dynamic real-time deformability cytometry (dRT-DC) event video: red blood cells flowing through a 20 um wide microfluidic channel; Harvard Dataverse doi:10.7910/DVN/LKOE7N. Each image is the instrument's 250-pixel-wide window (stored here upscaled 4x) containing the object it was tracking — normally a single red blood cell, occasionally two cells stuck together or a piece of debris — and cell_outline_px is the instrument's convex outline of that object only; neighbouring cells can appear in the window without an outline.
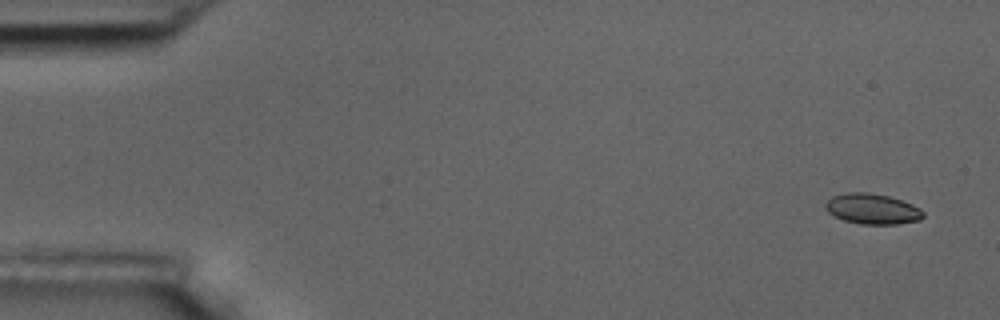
{"species": "common noctule bat (a hibernating species)", "species_latin": "Nyctalus noctula", "temperature_condition": "room temperature", "stored_images_in_passage": 6, "segment_of_instrument_passage": [2, 2], "camera_frame_rate_fps": 3000, "um_per_image_px": 0.085, "animal": {"sex": "male", "body_mass_g": 17.5, "forearm_length_mm": 52.3}, "frame": {"image": 1, "passage_image": 6, "time_ms": 6.0, "image_size_px": [1000, 320], "cell_outline_px": [[924, 216], [920, 220], [896, 224], [860, 224], [844, 220], [828, 212], [824, 208], [824, 204], [832, 196], [848, 192], [868, 192], [888, 196], [912, 204], [920, 208], [924, 212]], "centroid_in_image_um": [74.14, 17.75], "position_along_channel_um": 10.9, "area_um2": 17.34}}